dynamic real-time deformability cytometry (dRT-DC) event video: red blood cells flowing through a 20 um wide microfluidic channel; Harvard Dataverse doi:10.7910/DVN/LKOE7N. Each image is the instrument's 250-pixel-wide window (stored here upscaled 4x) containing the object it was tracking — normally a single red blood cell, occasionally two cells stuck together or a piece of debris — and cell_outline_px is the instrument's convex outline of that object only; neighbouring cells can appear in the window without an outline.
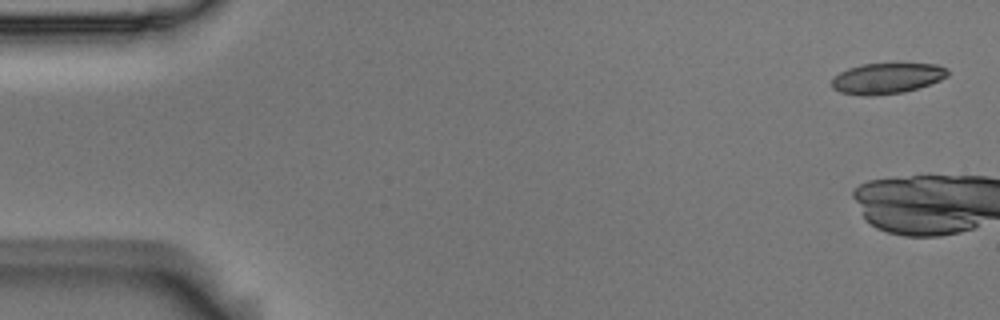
{"species": "Egyptian fruit bat (a non-hibernating species)", "species_latin": "Rousettus aegyptiacus", "temperature_condition": "room temperature", "stored_images_in_passage": 6, "camera_frame_rate_fps": 3000, "um_per_image_px": 0.085, "animal": {"sex": "male"}, "frame": {"image": 1, "passage_image": 1, "time_ms": 0.0, "image_size_px": [1000, 320], "cell_outline_px": [[948, 76], [940, 80], [904, 92], [872, 96], [860, 96], [840, 92], [832, 88], [832, 80], [840, 72], [848, 68], [864, 64], [936, 64], [948, 68]], "centroid_in_image_um": [75.38, 6.67], "position_along_channel_um": 9.6, "area_um2": 20.63}}